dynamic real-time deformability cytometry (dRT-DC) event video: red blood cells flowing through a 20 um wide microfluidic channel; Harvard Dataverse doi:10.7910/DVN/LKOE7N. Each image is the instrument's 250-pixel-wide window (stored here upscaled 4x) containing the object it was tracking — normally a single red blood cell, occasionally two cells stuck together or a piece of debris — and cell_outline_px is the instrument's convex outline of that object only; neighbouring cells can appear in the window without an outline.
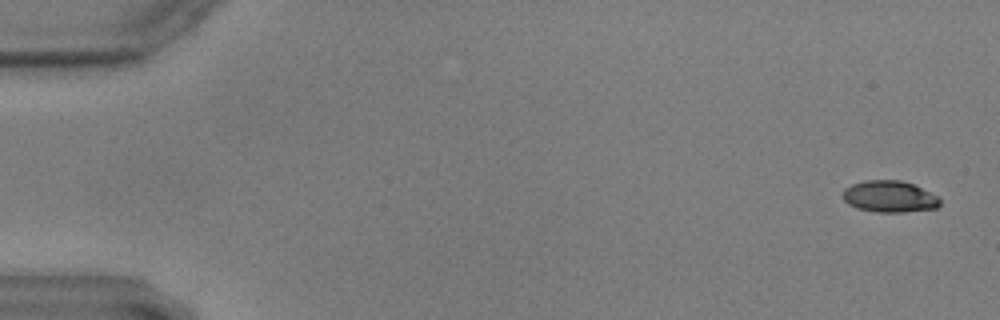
{"species": "common noctule bat (a hibernating species)", "species_latin": "Nyctalus noctula", "temperature_condition": "warm", "stored_images_in_passage": 59, "camera_frame_rate_fps": 3000, "um_per_image_px": 0.085, "animal": {"sex": "male", "body_mass_g": 17.9, "forearm_length_mm": 54.2}, "frame": {"image": 1, "passage_image": 3, "time_ms": 0.667, "image_size_px": [1000, 320], "cell_outline_px": [[940, 204], [936, 208], [904, 212], [876, 212], [856, 208], [848, 204], [840, 196], [844, 188], [852, 184], [864, 180], [900, 180], [912, 184], [940, 196]], "centroid_in_image_um": [75.58, 16.7], "position_along_channel_um": 9.4, "area_um2": 18.09}}
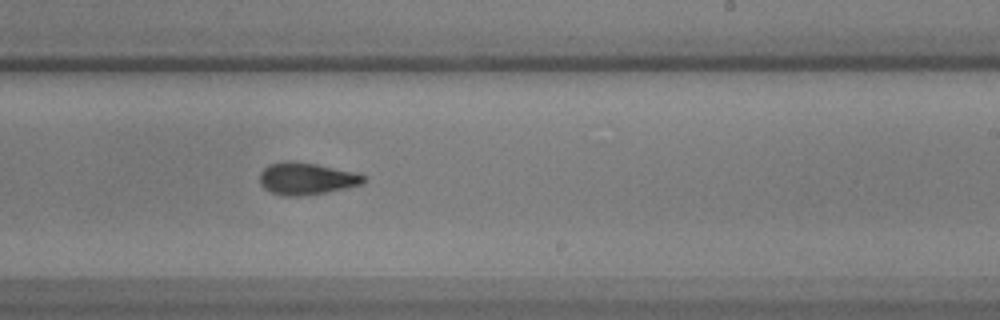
{"frame": {"image": 2, "passage_image": 37, "time_ms": 12.0, "image_size_px": [1000, 320], "cell_outline_px": [[364, 184], [328, 192], [304, 196], [284, 196], [272, 192], [264, 188], [260, 184], [260, 172], [268, 164], [284, 160], [288, 160], [316, 164], [356, 172], [364, 176]], "centroid_in_image_um": [26.03, 15.18], "position_along_channel_um": 263.0, "area_um2": 19.59}}
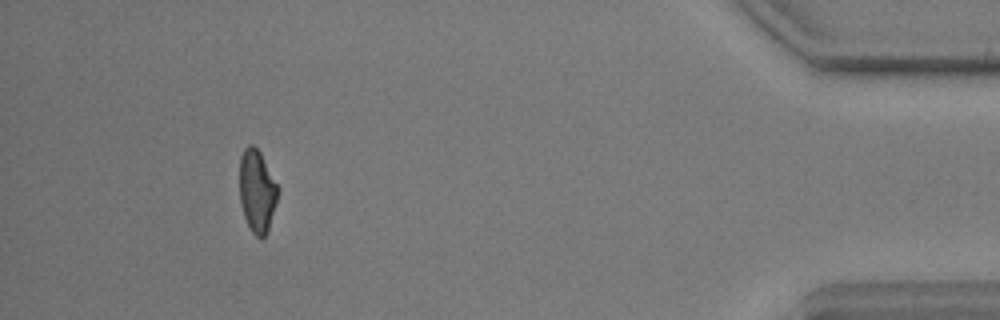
{"frame": {"image": 3, "passage_image": 55, "time_ms": 18.0, "image_size_px": [1000, 320], "cell_outline_px": [[280, 188], [276, 204], [268, 232], [260, 240], [252, 232], [244, 216], [240, 204], [240, 156], [244, 148], [248, 144], [252, 144], [260, 152]], "centroid_in_image_um": [21.86, 16.24], "position_along_channel_um": 413.3, "area_um2": 18.67}}